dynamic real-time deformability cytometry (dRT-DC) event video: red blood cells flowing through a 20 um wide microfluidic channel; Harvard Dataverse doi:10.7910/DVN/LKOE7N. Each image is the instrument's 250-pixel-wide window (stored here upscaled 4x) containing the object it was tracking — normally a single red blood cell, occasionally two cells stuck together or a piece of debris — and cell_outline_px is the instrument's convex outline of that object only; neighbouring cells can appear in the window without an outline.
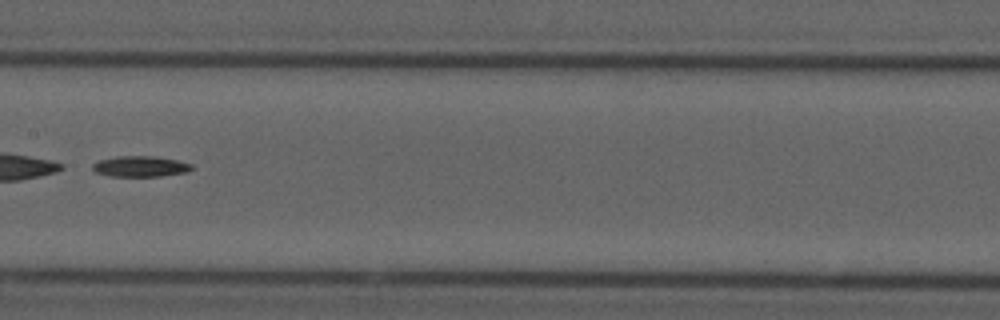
{"species": "common noctule bat (a hibernating species)", "species_latin": "Nyctalus noctula", "temperature_condition": "cold", "stored_images_in_passage": 11, "camera_frame_rate_fps": 3000, "um_per_image_px": 0.085, "animal": {"sex": "male", "forearm_length_mm": 52.5}, "frame": {"image": 1, "passage_image": 8, "time_ms": 9.667, "image_size_px": [1000, 320], "cell_outline_px": [[192, 168], [184, 172], [160, 176], [108, 176], [96, 172], [92, 168], [92, 164], [100, 160], [116, 156], [156, 156], [176, 160], [192, 164]], "centroid_in_image_um": [11.89, 14.14], "position_along_channel_um": 195.5, "area_um2": 11.85}}
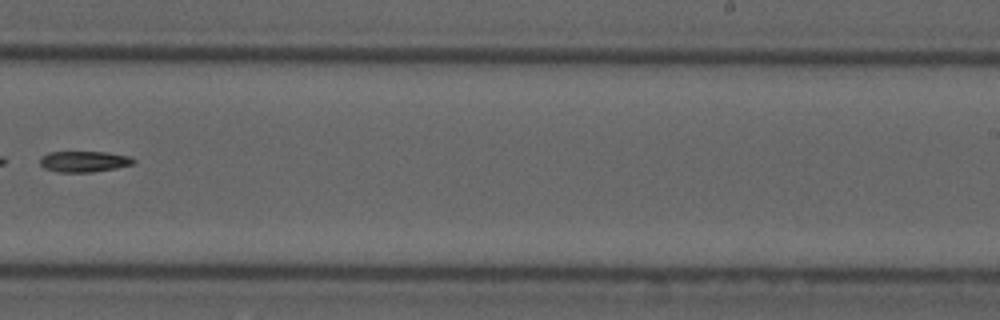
{"frame": {"image": 2, "passage_image": 10, "time_ms": 12.0, "image_size_px": [1000, 320], "cell_outline_px": [[136, 164], [116, 168], [92, 172], [60, 172], [44, 168], [40, 164], [40, 156], [48, 152], [104, 152], [128, 156], [136, 160]], "centroid_in_image_um": [7.14, 13.73], "position_along_channel_um": 281.9, "area_um2": 11.44}}
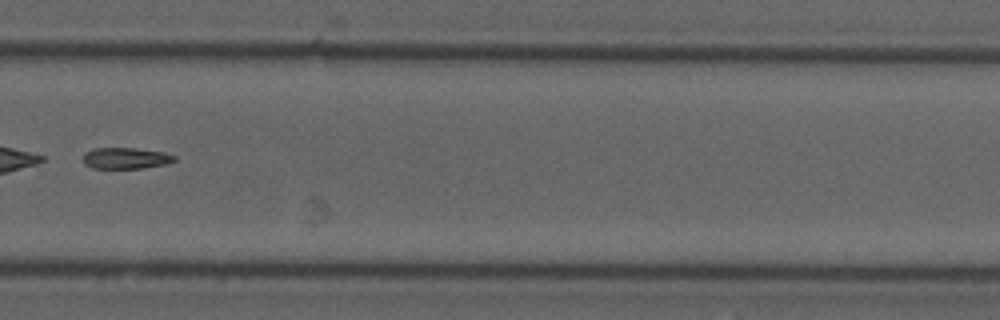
{"frame": {"image": 3, "passage_image": 11, "time_ms": 13.0, "image_size_px": [1000, 320], "cell_outline_px": [[176, 160], [164, 164], [140, 168], [92, 168], [84, 164], [84, 152], [92, 148], [136, 148], [164, 152], [176, 156]], "centroid_in_image_um": [10.66, 13.43], "position_along_channel_um": 319.1, "area_um2": 11.27}}